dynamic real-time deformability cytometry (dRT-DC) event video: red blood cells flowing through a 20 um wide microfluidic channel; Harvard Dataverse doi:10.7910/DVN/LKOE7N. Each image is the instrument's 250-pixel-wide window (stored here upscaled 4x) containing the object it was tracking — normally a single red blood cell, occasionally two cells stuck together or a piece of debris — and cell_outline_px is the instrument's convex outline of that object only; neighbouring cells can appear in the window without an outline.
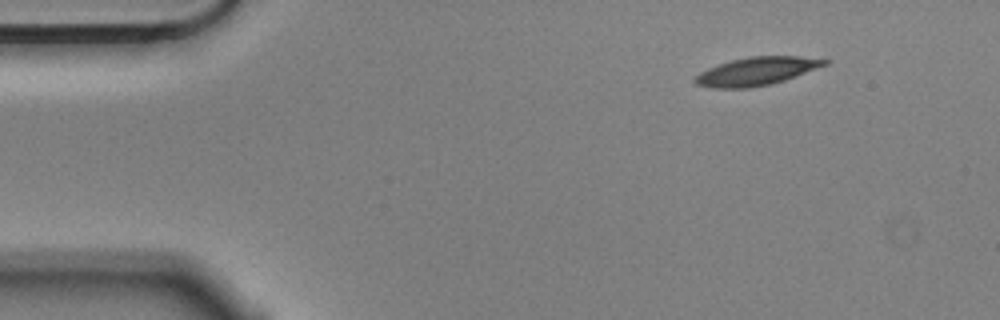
{"species": "Egyptian fruit bat (a non-hibernating species)", "species_latin": "Rousettus aegyptiacus", "temperature_condition": "cold", "stored_images_in_passage": 5, "camera_frame_rate_fps": 3000, "um_per_image_px": 0.085, "animal": {"sex": "male"}, "frame": {"image": 1, "passage_image": 1, "time_ms": 0.0, "image_size_px": [1000, 320], "cell_outline_px": [[832, 60], [828, 64], [784, 80], [772, 84], [748, 88], [712, 88], [696, 84], [692, 80], [700, 72], [708, 68], [732, 60], [748, 56], [800, 56]], "centroid_in_image_um": [64.31, 6.05], "position_along_channel_um": 20.7, "area_um2": 21.21}}
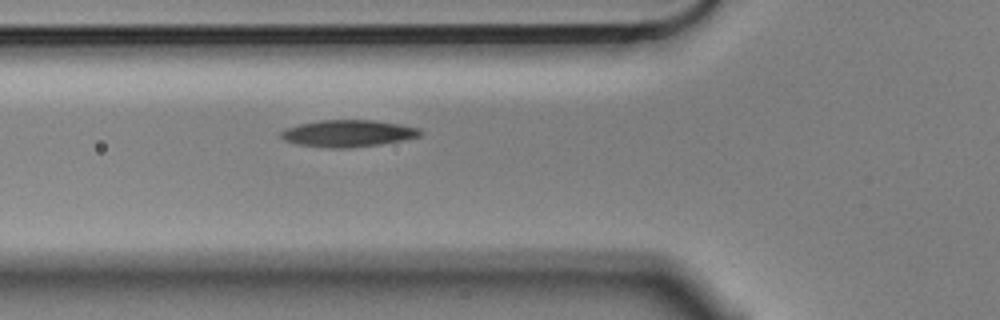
{"frame": {"image": 2, "passage_image": 5, "time_ms": 1.333, "image_size_px": [1000, 320], "cell_outline_px": [[424, 132], [420, 136], [404, 140], [380, 144], [352, 148], [328, 148], [296, 144], [284, 140], [280, 136], [280, 132], [288, 128], [300, 124], [320, 120], [372, 120], [400, 124], [420, 128]], "centroid_in_image_um": [29.61, 11.34], "position_along_channel_um": 96.2, "area_um2": 21.91}}